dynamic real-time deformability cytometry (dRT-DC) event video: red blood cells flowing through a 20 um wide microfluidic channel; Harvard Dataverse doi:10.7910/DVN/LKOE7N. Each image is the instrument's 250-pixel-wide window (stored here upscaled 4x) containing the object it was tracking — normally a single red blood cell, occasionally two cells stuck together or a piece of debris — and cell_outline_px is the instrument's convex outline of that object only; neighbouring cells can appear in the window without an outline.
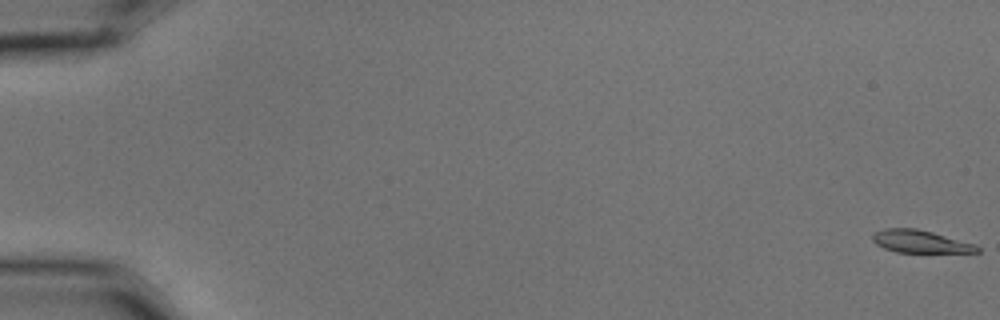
{"species": "common noctule bat (a hibernating species)", "species_latin": "Nyctalus noctula", "temperature_condition": "cold", "stored_images_in_passage": 5, "camera_frame_rate_fps": 3000, "um_per_image_px": 0.085, "animal": {"sex": "male", "body_mass_g": 15.6}, "frame": {"image": 1, "passage_image": 1, "time_ms": 0.0, "image_size_px": [1000, 320], "cell_outline_px": [[980, 252], [896, 252], [884, 248], [876, 244], [872, 240], [872, 232], [884, 228], [916, 228], [932, 232], [976, 244], [980, 248]], "centroid_in_image_um": [78.19, 20.52], "position_along_channel_um": 6.8, "area_um2": 13.81}}
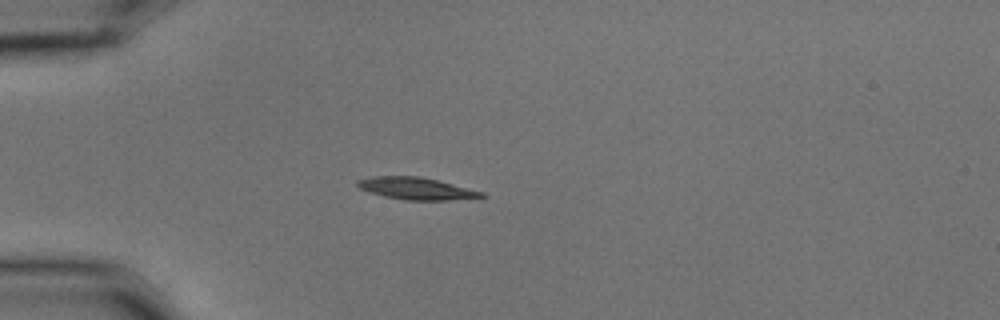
{"frame": {"image": 2, "passage_image": 5, "time_ms": 1.333, "image_size_px": [1000, 320], "cell_outline_px": [[488, 196], [448, 200], [404, 200], [384, 196], [368, 192], [360, 188], [356, 184], [356, 180], [372, 176], [420, 176], [484, 192]], "centroid_in_image_um": [35.34, 16.02], "position_along_channel_um": 49.7, "area_um2": 15.9}}